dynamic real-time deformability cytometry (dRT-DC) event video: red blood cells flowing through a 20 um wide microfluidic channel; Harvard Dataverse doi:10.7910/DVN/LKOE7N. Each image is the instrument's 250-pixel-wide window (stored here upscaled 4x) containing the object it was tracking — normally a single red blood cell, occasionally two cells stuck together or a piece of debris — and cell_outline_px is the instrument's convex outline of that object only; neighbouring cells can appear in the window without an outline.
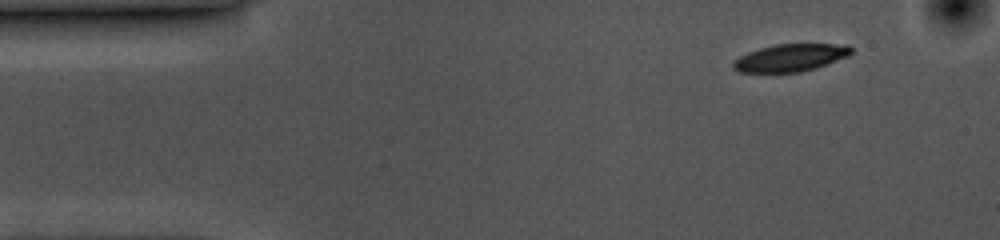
{"species": "common noctule bat (a hibernating species)", "species_latin": "Nyctalus noctula", "temperature_condition": "cold", "stored_images_in_passage": 51, "camera_frame_rate_fps": 3000, "um_per_image_px": 0.085, "animal": {"sex": "female", "body_mass_g": 10.0, "forearm_length_mm": 53.1}, "frame": {"image": 1, "passage_image": 1, "time_ms": 0.0, "image_size_px": [1000, 240], "cell_outline_px": [[852, 52], [848, 56], [816, 68], [800, 72], [740, 72], [732, 68], [732, 60], [748, 52], [760, 48], [776, 44], [848, 44], [852, 48]], "centroid_in_image_um": [67.18, 4.9], "position_along_channel_um": 17.8, "area_um2": 18.9}}
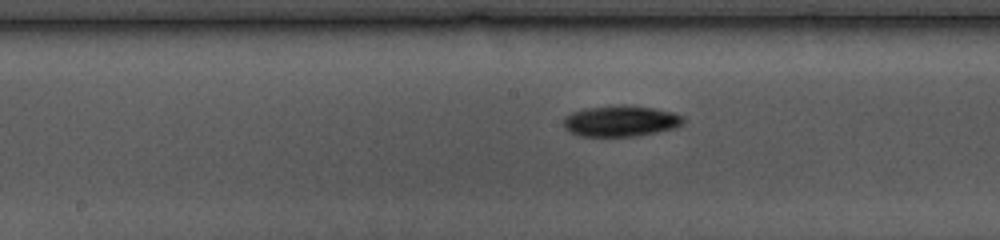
{"frame": {"image": 2, "passage_image": 22, "time_ms": 7.0, "image_size_px": [1000, 240], "cell_outline_px": [[684, 124], [676, 128], [636, 136], [576, 136], [568, 132], [564, 128], [564, 116], [572, 112], [584, 108], [616, 104], [624, 104], [652, 108], [672, 112], [684, 116]], "centroid_in_image_um": [52.73, 10.28], "position_along_channel_um": 195.5, "area_um2": 22.02}}
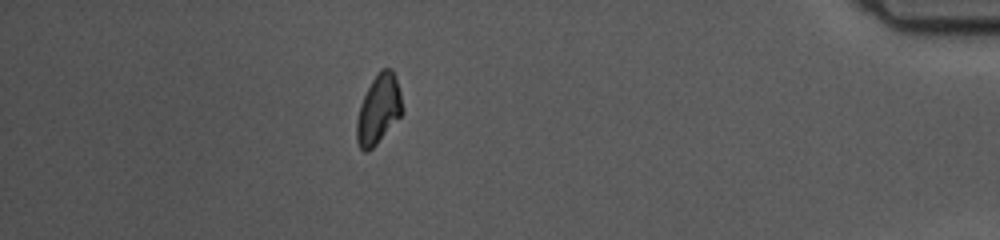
{"frame": {"image": 3, "passage_image": 44, "time_ms": 14.333, "image_size_px": [1000, 240], "cell_outline_px": [[404, 112], [376, 144], [368, 152], [364, 152], [360, 148], [356, 140], [356, 120], [360, 104], [376, 72], [380, 68], [392, 68], [400, 92], [404, 108]], "centroid_in_image_um": [32.17, 9.29], "position_along_channel_um": 403.0, "area_um2": 18.5}, "authors_computed_cell_mechanics": {"area_um2": 19.652, "velocity_mm_per_s": 3.5473, "shape_relaxation_time_tau1_ms": 2.7481, "shape_relaxation_time_tau2_ms": null, "deformation_change_tau1": 0.1144, "deformation_change_tau2": null}}